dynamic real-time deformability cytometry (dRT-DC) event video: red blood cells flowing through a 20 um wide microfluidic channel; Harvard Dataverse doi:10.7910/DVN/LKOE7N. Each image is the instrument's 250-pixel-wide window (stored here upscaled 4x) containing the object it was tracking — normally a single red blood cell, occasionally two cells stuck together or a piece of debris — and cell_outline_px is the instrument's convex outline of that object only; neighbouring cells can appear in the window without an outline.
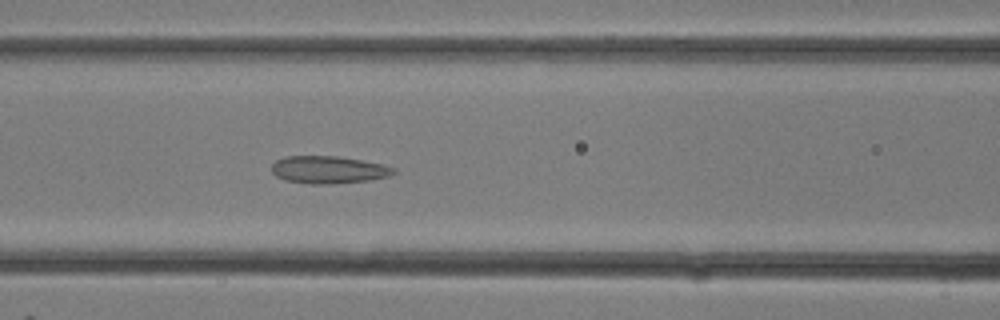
{"species": "common noctule bat (a hibernating species)", "species_latin": "Nyctalus noctula", "temperature_condition": "room temperature", "stored_images_in_passage": 12, "camera_frame_rate_fps": 3000, "um_per_image_px": 0.085, "animal": {"sex": "female"}, "frame": {"image": 1, "passage_image": 12, "time_ms": 3.667, "image_size_px": [1000, 320], "cell_outline_px": [[396, 172], [388, 176], [372, 180], [332, 184], [308, 184], [284, 180], [276, 176], [272, 172], [272, 164], [276, 160], [284, 156], [336, 156], [384, 164], [396, 168]], "centroid_in_image_um": [27.92, 14.43], "position_along_channel_um": 138.7, "area_um2": 19.71}}